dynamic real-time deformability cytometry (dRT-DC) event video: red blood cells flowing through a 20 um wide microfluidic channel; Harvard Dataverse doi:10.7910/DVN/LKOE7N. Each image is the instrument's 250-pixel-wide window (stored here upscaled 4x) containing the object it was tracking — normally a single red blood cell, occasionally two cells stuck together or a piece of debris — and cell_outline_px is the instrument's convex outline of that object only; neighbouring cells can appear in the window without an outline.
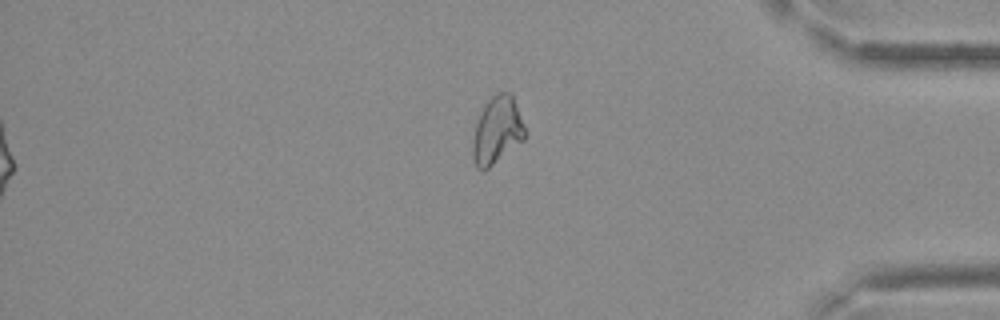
{"species": "Egyptian fruit bat (a non-hibernating species)", "species_latin": "Rousettus aegyptiacus", "temperature_condition": "cold", "stored_images_in_passage": 35, "camera_frame_rate_fps": 3000, "um_per_image_px": 0.085, "frame": {"image": 1, "passage_image": 35, "time_ms": 11.333, "image_size_px": [1000, 320], "cell_outline_px": [[528, 132], [524, 140], [484, 172], [476, 168], [472, 156], [472, 140], [476, 124], [488, 100], [496, 92], [512, 92]], "centroid_in_image_um": [42.28, 11.1], "position_along_channel_um": 392.9, "area_um2": 20.87}}